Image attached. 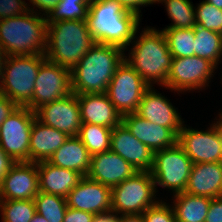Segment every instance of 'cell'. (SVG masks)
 <instances>
[{
    "label": "cell",
    "mask_w": 222,
    "mask_h": 222,
    "mask_svg": "<svg viewBox=\"0 0 222 222\" xmlns=\"http://www.w3.org/2000/svg\"><path fill=\"white\" fill-rule=\"evenodd\" d=\"M140 18L115 0H98L89 4L87 24L96 43L128 50L139 29Z\"/></svg>",
    "instance_id": "6da1fadb"
},
{
    "label": "cell",
    "mask_w": 222,
    "mask_h": 222,
    "mask_svg": "<svg viewBox=\"0 0 222 222\" xmlns=\"http://www.w3.org/2000/svg\"><path fill=\"white\" fill-rule=\"evenodd\" d=\"M137 32L138 29L130 42L134 46L130 48L129 55L124 56V60L150 87H153V84L157 82L158 85L165 88L173 58L166 38L162 30H157L154 27L144 28L139 37L136 36Z\"/></svg>",
    "instance_id": "7a4b0ae2"
},
{
    "label": "cell",
    "mask_w": 222,
    "mask_h": 222,
    "mask_svg": "<svg viewBox=\"0 0 222 222\" xmlns=\"http://www.w3.org/2000/svg\"><path fill=\"white\" fill-rule=\"evenodd\" d=\"M121 47L95 43L71 70L72 92L106 93L118 66L124 61Z\"/></svg>",
    "instance_id": "3957f363"
},
{
    "label": "cell",
    "mask_w": 222,
    "mask_h": 222,
    "mask_svg": "<svg viewBox=\"0 0 222 222\" xmlns=\"http://www.w3.org/2000/svg\"><path fill=\"white\" fill-rule=\"evenodd\" d=\"M45 58L73 69L96 43L87 20L57 21L47 24Z\"/></svg>",
    "instance_id": "277c9868"
},
{
    "label": "cell",
    "mask_w": 222,
    "mask_h": 222,
    "mask_svg": "<svg viewBox=\"0 0 222 222\" xmlns=\"http://www.w3.org/2000/svg\"><path fill=\"white\" fill-rule=\"evenodd\" d=\"M46 36V17L30 10L0 20V47L5 56L44 54Z\"/></svg>",
    "instance_id": "5b68a950"
},
{
    "label": "cell",
    "mask_w": 222,
    "mask_h": 222,
    "mask_svg": "<svg viewBox=\"0 0 222 222\" xmlns=\"http://www.w3.org/2000/svg\"><path fill=\"white\" fill-rule=\"evenodd\" d=\"M45 60L44 54L5 56L0 93L30 109L39 67Z\"/></svg>",
    "instance_id": "8992f818"
},
{
    "label": "cell",
    "mask_w": 222,
    "mask_h": 222,
    "mask_svg": "<svg viewBox=\"0 0 222 222\" xmlns=\"http://www.w3.org/2000/svg\"><path fill=\"white\" fill-rule=\"evenodd\" d=\"M156 192L151 172H137L111 188V213L142 214L158 202Z\"/></svg>",
    "instance_id": "52a82bcc"
},
{
    "label": "cell",
    "mask_w": 222,
    "mask_h": 222,
    "mask_svg": "<svg viewBox=\"0 0 222 222\" xmlns=\"http://www.w3.org/2000/svg\"><path fill=\"white\" fill-rule=\"evenodd\" d=\"M193 162L176 143L174 146L154 152L150 171L157 185L172 190L173 195L185 192Z\"/></svg>",
    "instance_id": "ba28073f"
},
{
    "label": "cell",
    "mask_w": 222,
    "mask_h": 222,
    "mask_svg": "<svg viewBox=\"0 0 222 222\" xmlns=\"http://www.w3.org/2000/svg\"><path fill=\"white\" fill-rule=\"evenodd\" d=\"M36 118L28 107H17L0 125V146L15 162H29L31 128Z\"/></svg>",
    "instance_id": "9c48e42d"
},
{
    "label": "cell",
    "mask_w": 222,
    "mask_h": 222,
    "mask_svg": "<svg viewBox=\"0 0 222 222\" xmlns=\"http://www.w3.org/2000/svg\"><path fill=\"white\" fill-rule=\"evenodd\" d=\"M149 87L144 79L124 60L109 82L106 94L123 116L137 111L138 105Z\"/></svg>",
    "instance_id": "30bf717a"
},
{
    "label": "cell",
    "mask_w": 222,
    "mask_h": 222,
    "mask_svg": "<svg viewBox=\"0 0 222 222\" xmlns=\"http://www.w3.org/2000/svg\"><path fill=\"white\" fill-rule=\"evenodd\" d=\"M216 66L207 59L198 56L172 58L165 88L180 92L202 90L209 86Z\"/></svg>",
    "instance_id": "8fae6325"
},
{
    "label": "cell",
    "mask_w": 222,
    "mask_h": 222,
    "mask_svg": "<svg viewBox=\"0 0 222 222\" xmlns=\"http://www.w3.org/2000/svg\"><path fill=\"white\" fill-rule=\"evenodd\" d=\"M206 131L182 126L177 144L185 151L193 164L222 162V133L214 123Z\"/></svg>",
    "instance_id": "7c38bea8"
},
{
    "label": "cell",
    "mask_w": 222,
    "mask_h": 222,
    "mask_svg": "<svg viewBox=\"0 0 222 222\" xmlns=\"http://www.w3.org/2000/svg\"><path fill=\"white\" fill-rule=\"evenodd\" d=\"M72 93L71 69L45 60L39 67L31 111Z\"/></svg>",
    "instance_id": "4fadbf2b"
},
{
    "label": "cell",
    "mask_w": 222,
    "mask_h": 222,
    "mask_svg": "<svg viewBox=\"0 0 222 222\" xmlns=\"http://www.w3.org/2000/svg\"><path fill=\"white\" fill-rule=\"evenodd\" d=\"M35 116L42 124L70 136H78L82 125L80 105L76 93L54 100L36 109Z\"/></svg>",
    "instance_id": "5bb4252c"
},
{
    "label": "cell",
    "mask_w": 222,
    "mask_h": 222,
    "mask_svg": "<svg viewBox=\"0 0 222 222\" xmlns=\"http://www.w3.org/2000/svg\"><path fill=\"white\" fill-rule=\"evenodd\" d=\"M111 188L84 176L66 197L68 208L94 215L111 213Z\"/></svg>",
    "instance_id": "9a60e30c"
},
{
    "label": "cell",
    "mask_w": 222,
    "mask_h": 222,
    "mask_svg": "<svg viewBox=\"0 0 222 222\" xmlns=\"http://www.w3.org/2000/svg\"><path fill=\"white\" fill-rule=\"evenodd\" d=\"M39 192L37 163L16 162L0 185V200H33Z\"/></svg>",
    "instance_id": "2e32d148"
},
{
    "label": "cell",
    "mask_w": 222,
    "mask_h": 222,
    "mask_svg": "<svg viewBox=\"0 0 222 222\" xmlns=\"http://www.w3.org/2000/svg\"><path fill=\"white\" fill-rule=\"evenodd\" d=\"M110 150L120 155L138 172H150L153 167L154 153L135 138L121 123L111 131Z\"/></svg>",
    "instance_id": "e0dca14e"
},
{
    "label": "cell",
    "mask_w": 222,
    "mask_h": 222,
    "mask_svg": "<svg viewBox=\"0 0 222 222\" xmlns=\"http://www.w3.org/2000/svg\"><path fill=\"white\" fill-rule=\"evenodd\" d=\"M135 113L154 124L169 128L176 136L184 123L170 100L161 93H156L154 87L145 91Z\"/></svg>",
    "instance_id": "ac0fdd59"
},
{
    "label": "cell",
    "mask_w": 222,
    "mask_h": 222,
    "mask_svg": "<svg viewBox=\"0 0 222 222\" xmlns=\"http://www.w3.org/2000/svg\"><path fill=\"white\" fill-rule=\"evenodd\" d=\"M137 172L130 163L110 150L91 156L87 177L112 188Z\"/></svg>",
    "instance_id": "d6986e66"
},
{
    "label": "cell",
    "mask_w": 222,
    "mask_h": 222,
    "mask_svg": "<svg viewBox=\"0 0 222 222\" xmlns=\"http://www.w3.org/2000/svg\"><path fill=\"white\" fill-rule=\"evenodd\" d=\"M122 123L135 138L146 145L153 153L170 148L177 143V136L169 128L154 124L136 113L123 115Z\"/></svg>",
    "instance_id": "ffe728a7"
},
{
    "label": "cell",
    "mask_w": 222,
    "mask_h": 222,
    "mask_svg": "<svg viewBox=\"0 0 222 222\" xmlns=\"http://www.w3.org/2000/svg\"><path fill=\"white\" fill-rule=\"evenodd\" d=\"M82 123L114 128L122 123V115L106 93L77 94Z\"/></svg>",
    "instance_id": "44dd1931"
},
{
    "label": "cell",
    "mask_w": 222,
    "mask_h": 222,
    "mask_svg": "<svg viewBox=\"0 0 222 222\" xmlns=\"http://www.w3.org/2000/svg\"><path fill=\"white\" fill-rule=\"evenodd\" d=\"M185 192L211 199L222 196V162L193 164Z\"/></svg>",
    "instance_id": "7402d4cb"
},
{
    "label": "cell",
    "mask_w": 222,
    "mask_h": 222,
    "mask_svg": "<svg viewBox=\"0 0 222 222\" xmlns=\"http://www.w3.org/2000/svg\"><path fill=\"white\" fill-rule=\"evenodd\" d=\"M37 166L40 192L66 198L83 178L74 170L56 167L48 161L37 162Z\"/></svg>",
    "instance_id": "603a6c76"
},
{
    "label": "cell",
    "mask_w": 222,
    "mask_h": 222,
    "mask_svg": "<svg viewBox=\"0 0 222 222\" xmlns=\"http://www.w3.org/2000/svg\"><path fill=\"white\" fill-rule=\"evenodd\" d=\"M69 136L34 119L29 146V162L48 161Z\"/></svg>",
    "instance_id": "cb8c5ba5"
},
{
    "label": "cell",
    "mask_w": 222,
    "mask_h": 222,
    "mask_svg": "<svg viewBox=\"0 0 222 222\" xmlns=\"http://www.w3.org/2000/svg\"><path fill=\"white\" fill-rule=\"evenodd\" d=\"M48 162L56 167L74 170L84 177L90 170L91 155L78 136H70Z\"/></svg>",
    "instance_id": "d4e9b609"
},
{
    "label": "cell",
    "mask_w": 222,
    "mask_h": 222,
    "mask_svg": "<svg viewBox=\"0 0 222 222\" xmlns=\"http://www.w3.org/2000/svg\"><path fill=\"white\" fill-rule=\"evenodd\" d=\"M173 197L176 222H205L211 198L186 192L177 193Z\"/></svg>",
    "instance_id": "484cf974"
},
{
    "label": "cell",
    "mask_w": 222,
    "mask_h": 222,
    "mask_svg": "<svg viewBox=\"0 0 222 222\" xmlns=\"http://www.w3.org/2000/svg\"><path fill=\"white\" fill-rule=\"evenodd\" d=\"M194 35V56L207 59L218 68L222 57V34L196 25Z\"/></svg>",
    "instance_id": "4316f807"
},
{
    "label": "cell",
    "mask_w": 222,
    "mask_h": 222,
    "mask_svg": "<svg viewBox=\"0 0 222 222\" xmlns=\"http://www.w3.org/2000/svg\"><path fill=\"white\" fill-rule=\"evenodd\" d=\"M112 128L82 123L78 137L92 156L97 153L110 151Z\"/></svg>",
    "instance_id": "83f0119b"
},
{
    "label": "cell",
    "mask_w": 222,
    "mask_h": 222,
    "mask_svg": "<svg viewBox=\"0 0 222 222\" xmlns=\"http://www.w3.org/2000/svg\"><path fill=\"white\" fill-rule=\"evenodd\" d=\"M162 32L173 58L194 56V28H164Z\"/></svg>",
    "instance_id": "f1b7e54d"
},
{
    "label": "cell",
    "mask_w": 222,
    "mask_h": 222,
    "mask_svg": "<svg viewBox=\"0 0 222 222\" xmlns=\"http://www.w3.org/2000/svg\"><path fill=\"white\" fill-rule=\"evenodd\" d=\"M165 3V8L171 25L165 28H194L196 26L195 7L190 0H157L156 3Z\"/></svg>",
    "instance_id": "f546056e"
},
{
    "label": "cell",
    "mask_w": 222,
    "mask_h": 222,
    "mask_svg": "<svg viewBox=\"0 0 222 222\" xmlns=\"http://www.w3.org/2000/svg\"><path fill=\"white\" fill-rule=\"evenodd\" d=\"M33 200L36 213L44 216L49 222H63L68 208L65 197L39 192Z\"/></svg>",
    "instance_id": "4dcf8cb0"
},
{
    "label": "cell",
    "mask_w": 222,
    "mask_h": 222,
    "mask_svg": "<svg viewBox=\"0 0 222 222\" xmlns=\"http://www.w3.org/2000/svg\"><path fill=\"white\" fill-rule=\"evenodd\" d=\"M89 4L88 0H60L46 16V22L87 20Z\"/></svg>",
    "instance_id": "1f68e13d"
},
{
    "label": "cell",
    "mask_w": 222,
    "mask_h": 222,
    "mask_svg": "<svg viewBox=\"0 0 222 222\" xmlns=\"http://www.w3.org/2000/svg\"><path fill=\"white\" fill-rule=\"evenodd\" d=\"M2 222H30L36 213L34 200H0Z\"/></svg>",
    "instance_id": "d6a6232c"
},
{
    "label": "cell",
    "mask_w": 222,
    "mask_h": 222,
    "mask_svg": "<svg viewBox=\"0 0 222 222\" xmlns=\"http://www.w3.org/2000/svg\"><path fill=\"white\" fill-rule=\"evenodd\" d=\"M196 25L222 34V9L203 0L195 7Z\"/></svg>",
    "instance_id": "836d02e7"
},
{
    "label": "cell",
    "mask_w": 222,
    "mask_h": 222,
    "mask_svg": "<svg viewBox=\"0 0 222 222\" xmlns=\"http://www.w3.org/2000/svg\"><path fill=\"white\" fill-rule=\"evenodd\" d=\"M142 216L144 222H176L173 207L162 200L147 208Z\"/></svg>",
    "instance_id": "e575fe53"
},
{
    "label": "cell",
    "mask_w": 222,
    "mask_h": 222,
    "mask_svg": "<svg viewBox=\"0 0 222 222\" xmlns=\"http://www.w3.org/2000/svg\"><path fill=\"white\" fill-rule=\"evenodd\" d=\"M23 0H0V20L20 16L29 11V6Z\"/></svg>",
    "instance_id": "d590c367"
},
{
    "label": "cell",
    "mask_w": 222,
    "mask_h": 222,
    "mask_svg": "<svg viewBox=\"0 0 222 222\" xmlns=\"http://www.w3.org/2000/svg\"><path fill=\"white\" fill-rule=\"evenodd\" d=\"M96 215L73 208H67L63 222H93Z\"/></svg>",
    "instance_id": "8d00e7d4"
},
{
    "label": "cell",
    "mask_w": 222,
    "mask_h": 222,
    "mask_svg": "<svg viewBox=\"0 0 222 222\" xmlns=\"http://www.w3.org/2000/svg\"><path fill=\"white\" fill-rule=\"evenodd\" d=\"M205 222H222V196L211 200Z\"/></svg>",
    "instance_id": "74e56055"
},
{
    "label": "cell",
    "mask_w": 222,
    "mask_h": 222,
    "mask_svg": "<svg viewBox=\"0 0 222 222\" xmlns=\"http://www.w3.org/2000/svg\"><path fill=\"white\" fill-rule=\"evenodd\" d=\"M60 0H29V2L36 8L34 11V7L32 6V8H29L30 11L35 12L36 14H41L42 16H47L49 14L50 11H52L57 3ZM40 10H38V9ZM39 11V12H38ZM40 11H42L43 13H41Z\"/></svg>",
    "instance_id": "f35d334b"
},
{
    "label": "cell",
    "mask_w": 222,
    "mask_h": 222,
    "mask_svg": "<svg viewBox=\"0 0 222 222\" xmlns=\"http://www.w3.org/2000/svg\"><path fill=\"white\" fill-rule=\"evenodd\" d=\"M17 107L18 105L14 101L0 93V125Z\"/></svg>",
    "instance_id": "ab89813d"
},
{
    "label": "cell",
    "mask_w": 222,
    "mask_h": 222,
    "mask_svg": "<svg viewBox=\"0 0 222 222\" xmlns=\"http://www.w3.org/2000/svg\"><path fill=\"white\" fill-rule=\"evenodd\" d=\"M119 2L127 11L136 13L139 17L141 13V6L152 5L157 0H115Z\"/></svg>",
    "instance_id": "60d3db41"
},
{
    "label": "cell",
    "mask_w": 222,
    "mask_h": 222,
    "mask_svg": "<svg viewBox=\"0 0 222 222\" xmlns=\"http://www.w3.org/2000/svg\"><path fill=\"white\" fill-rule=\"evenodd\" d=\"M16 162L10 158L2 149V147L0 146V185L3 182L5 176L7 175V173L10 171V169L12 168V166L15 164Z\"/></svg>",
    "instance_id": "b9f144b4"
},
{
    "label": "cell",
    "mask_w": 222,
    "mask_h": 222,
    "mask_svg": "<svg viewBox=\"0 0 222 222\" xmlns=\"http://www.w3.org/2000/svg\"><path fill=\"white\" fill-rule=\"evenodd\" d=\"M93 222H120V216L114 213L97 215Z\"/></svg>",
    "instance_id": "7bdbcfd3"
},
{
    "label": "cell",
    "mask_w": 222,
    "mask_h": 222,
    "mask_svg": "<svg viewBox=\"0 0 222 222\" xmlns=\"http://www.w3.org/2000/svg\"><path fill=\"white\" fill-rule=\"evenodd\" d=\"M120 222H144L142 214L120 215Z\"/></svg>",
    "instance_id": "ee69618b"
},
{
    "label": "cell",
    "mask_w": 222,
    "mask_h": 222,
    "mask_svg": "<svg viewBox=\"0 0 222 222\" xmlns=\"http://www.w3.org/2000/svg\"><path fill=\"white\" fill-rule=\"evenodd\" d=\"M30 222H49L44 216H41L38 213H35L34 217L31 219Z\"/></svg>",
    "instance_id": "f6af8a7d"
},
{
    "label": "cell",
    "mask_w": 222,
    "mask_h": 222,
    "mask_svg": "<svg viewBox=\"0 0 222 222\" xmlns=\"http://www.w3.org/2000/svg\"><path fill=\"white\" fill-rule=\"evenodd\" d=\"M5 59V54L2 48L0 47V81H1V76H2V69H3V61Z\"/></svg>",
    "instance_id": "bcb514c9"
},
{
    "label": "cell",
    "mask_w": 222,
    "mask_h": 222,
    "mask_svg": "<svg viewBox=\"0 0 222 222\" xmlns=\"http://www.w3.org/2000/svg\"><path fill=\"white\" fill-rule=\"evenodd\" d=\"M205 1L216 6L219 9H222V0H205Z\"/></svg>",
    "instance_id": "7dc6e473"
},
{
    "label": "cell",
    "mask_w": 222,
    "mask_h": 222,
    "mask_svg": "<svg viewBox=\"0 0 222 222\" xmlns=\"http://www.w3.org/2000/svg\"><path fill=\"white\" fill-rule=\"evenodd\" d=\"M218 117H219V120L216 121L215 123H216V125L218 126V128L220 129V131L222 133V111H221V113H219Z\"/></svg>",
    "instance_id": "c3c4849f"
},
{
    "label": "cell",
    "mask_w": 222,
    "mask_h": 222,
    "mask_svg": "<svg viewBox=\"0 0 222 222\" xmlns=\"http://www.w3.org/2000/svg\"><path fill=\"white\" fill-rule=\"evenodd\" d=\"M94 1H98V0H88L89 3L94 2Z\"/></svg>",
    "instance_id": "681fc988"
}]
</instances>
